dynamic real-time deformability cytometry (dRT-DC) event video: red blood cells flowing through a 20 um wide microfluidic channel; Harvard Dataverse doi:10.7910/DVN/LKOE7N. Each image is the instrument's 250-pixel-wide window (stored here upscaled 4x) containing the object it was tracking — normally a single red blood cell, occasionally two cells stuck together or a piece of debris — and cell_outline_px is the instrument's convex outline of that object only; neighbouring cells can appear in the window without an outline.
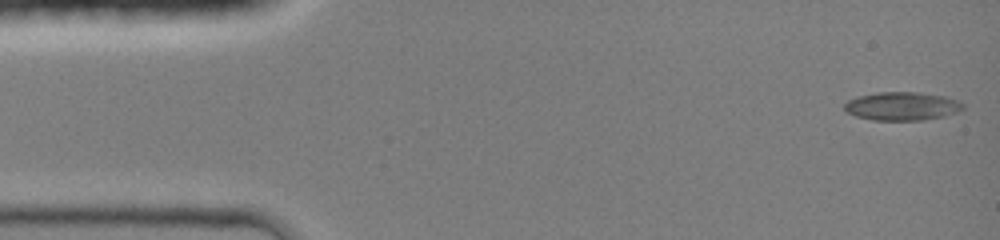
{"species": "common noctule bat (a hibernating species)", "species_latin": "Nyctalus noctula", "temperature_condition": "room temperature", "stored_images_in_passage": 44, "camera_frame_rate_fps": 3000, "um_per_image_px": 0.085, "animal": {"sex": "female", "body_mass_g": 19.0, "forearm_length_mm": 51.5}, "frame": {"image": 1, "passage_image": 1, "time_ms": 0.0, "image_size_px": [1000, 240], "cell_outline_px": [[964, 108], [956, 112], [944, 116], [924, 120], [872, 120], [856, 116], [848, 112], [844, 108], [844, 104], [848, 100], [860, 96], [876, 92], [920, 92], [944, 96], [956, 100], [964, 104]], "centroid_in_image_um": [76.68, 9.02], "position_along_channel_um": 8.3, "area_um2": 19.54}}
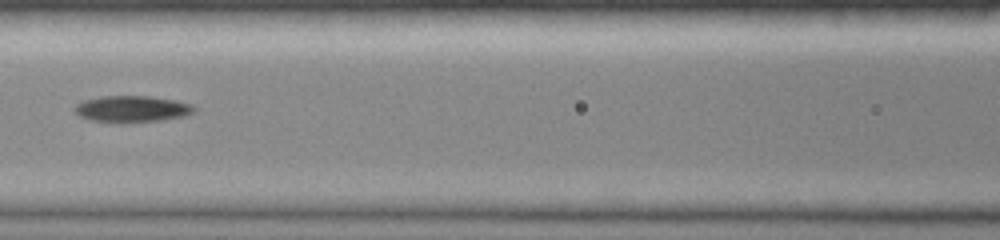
{"frame": {"image": 2, "passage_image": 19, "time_ms": 6.0, "image_size_px": [1000, 240], "cell_outline_px": [[196, 112], [184, 116], [164, 120], [124, 124], [120, 124], [88, 120], [80, 116], [72, 108], [80, 100], [100, 96], [148, 96], [176, 100], [192, 104], [196, 108]], "centroid_in_image_um": [11.19, 9.28], "position_along_channel_um": 155.4, "area_um2": 19.13}}
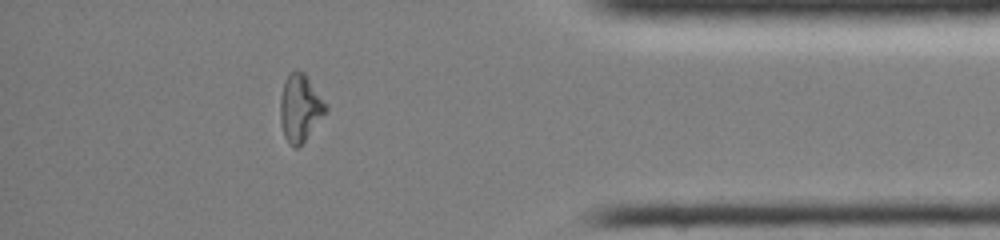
{"frame": {"image": 3, "passage_image": 38, "time_ms": 12.333, "image_size_px": [1000, 240], "cell_outline_px": [[328, 112], [304, 140], [296, 148], [292, 148], [288, 144], [284, 136], [280, 120], [280, 96], [284, 84], [288, 76], [292, 72], [304, 72], [328, 104]], "centroid_in_image_um": [25.53, 9.2], "position_along_channel_um": 409.7, "area_um2": 17.86}}